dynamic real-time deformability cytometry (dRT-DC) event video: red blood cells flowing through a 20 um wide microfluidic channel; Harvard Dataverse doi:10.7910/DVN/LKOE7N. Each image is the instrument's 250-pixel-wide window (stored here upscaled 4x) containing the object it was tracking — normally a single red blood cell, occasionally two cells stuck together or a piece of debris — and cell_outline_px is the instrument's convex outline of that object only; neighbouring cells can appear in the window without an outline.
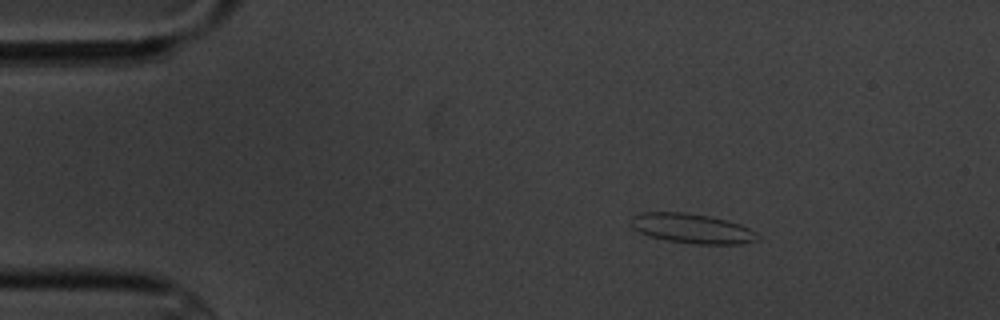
{"species": "common noctule bat (a hibernating species)", "species_latin": "Nyctalus noctula", "temperature_condition": "cold", "stored_images_in_passage": 3, "camera_frame_rate_fps": 3000, "um_per_image_px": 0.085, "animal": {"sex": "male", "body_mass_g": 20.1, "forearm_length_mm": 53.5}, "frame": {"image": 1, "passage_image": 1, "time_ms": 0.0, "image_size_px": [1000, 320], "cell_outline_px": [[760, 236], [756, 240], [740, 244], [696, 244], [668, 240], [648, 236], [632, 228], [632, 216], [644, 212], [684, 212], [708, 216], [728, 220], [740, 224], [756, 232]], "centroid_in_image_um": [58.83, 19.42], "position_along_channel_um": 26.2, "area_um2": 21.79}}